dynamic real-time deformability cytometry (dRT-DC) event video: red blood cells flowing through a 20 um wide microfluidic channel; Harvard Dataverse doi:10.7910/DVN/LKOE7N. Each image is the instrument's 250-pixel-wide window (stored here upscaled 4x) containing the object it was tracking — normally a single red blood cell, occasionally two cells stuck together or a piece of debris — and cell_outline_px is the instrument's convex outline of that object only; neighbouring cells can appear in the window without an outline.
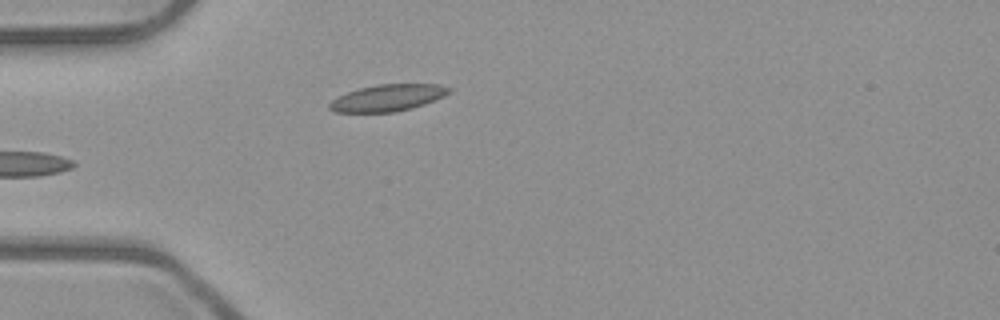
{"species": "common noctule bat (a hibernating species)", "species_latin": "Nyctalus noctula", "temperature_condition": "room temperature", "stored_images_in_passage": 5, "camera_frame_rate_fps": 3000, "um_per_image_px": 0.085, "animal": {"sex": "male", "body_mass_g": 23.1, "forearm_length_mm": 52.7}, "frame": {"image": 1, "passage_image": 5, "time_ms": 1.333, "image_size_px": [1000, 320], "cell_outline_px": [[452, 92], [444, 96], [424, 104], [412, 108], [396, 112], [336, 112], [328, 108], [328, 104], [332, 100], [348, 92], [360, 88], [376, 84], [440, 84], [452, 88]], "centroid_in_image_um": [32.99, 8.31], "position_along_channel_um": 52.0, "area_um2": 18.61}}